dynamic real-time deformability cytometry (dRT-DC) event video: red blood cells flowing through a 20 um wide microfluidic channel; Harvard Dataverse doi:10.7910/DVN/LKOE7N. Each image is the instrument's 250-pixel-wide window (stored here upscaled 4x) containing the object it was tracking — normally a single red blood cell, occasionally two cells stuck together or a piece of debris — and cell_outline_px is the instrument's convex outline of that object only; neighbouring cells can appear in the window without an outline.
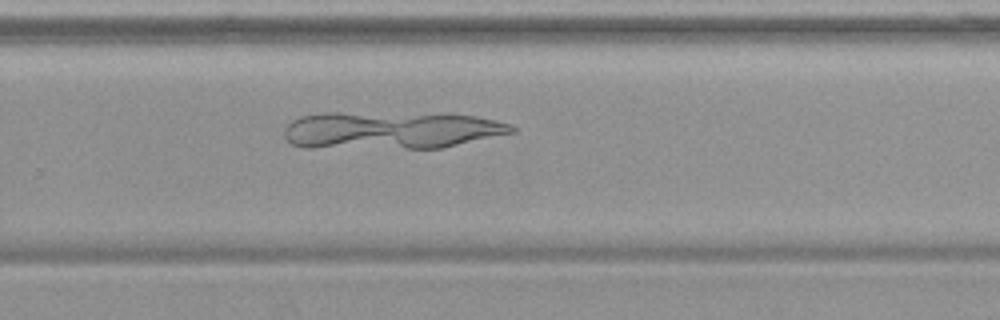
{"species": "common noctule bat (a hibernating species)", "species_latin": "Nyctalus noctula", "temperature_condition": "warm", "stored_images_in_passage": 40, "camera_frame_rate_fps": 3000, "um_per_image_px": 0.085, "animal": {"sex": "female", "body_mass_g": 19.9}, "frame": {"image": 1, "passage_image": 23, "time_ms": 7.333, "image_size_px": [1000, 320], "cell_outline_px": [[516, 132], [440, 148], [304, 148], [292, 144], [284, 136], [284, 128], [292, 120], [300, 116], [320, 112], [336, 112], [476, 116], [496, 120], [512, 124], [516, 128]], "centroid_in_image_um": [33.16, 11.08], "position_along_channel_um": 296.6, "area_um2": 49.53}}